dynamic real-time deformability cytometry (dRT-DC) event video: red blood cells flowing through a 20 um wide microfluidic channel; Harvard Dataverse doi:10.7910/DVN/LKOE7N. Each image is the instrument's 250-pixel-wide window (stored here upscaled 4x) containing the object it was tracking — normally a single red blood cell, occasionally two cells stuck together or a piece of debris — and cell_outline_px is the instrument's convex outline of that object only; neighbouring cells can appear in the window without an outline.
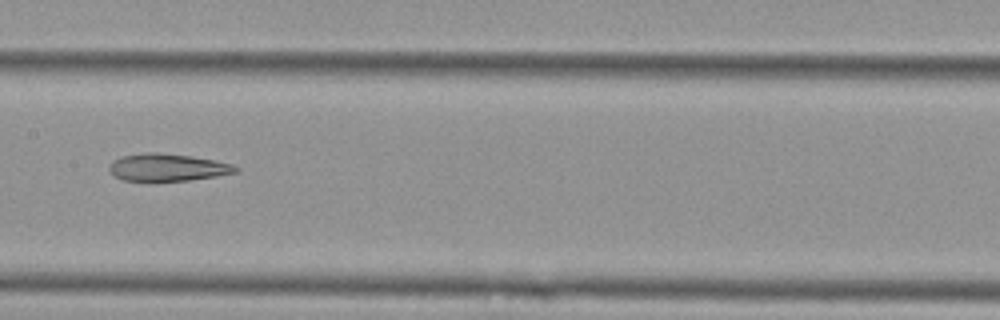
{"species": "Egyptian fruit bat (a non-hibernating species)", "species_latin": "Rousettus aegyptiacus", "temperature_condition": "cold", "stored_images_in_passage": 14, "camera_frame_rate_fps": 3000, "um_per_image_px": 0.085, "animal": {"sex": "female"}, "frame": {"image": 1, "passage_image": 7, "time_ms": 2.0, "image_size_px": [1000, 320], "cell_outline_px": [[240, 172], [216, 176], [188, 180], [156, 184], [148, 184], [124, 180], [116, 176], [108, 168], [108, 164], [112, 160], [120, 156], [148, 152], [156, 152], [188, 156], [212, 160], [232, 164], [240, 168]], "centroid_in_image_um": [14.18, 14.28], "position_along_channel_um": 193.2, "area_um2": 20.92}}
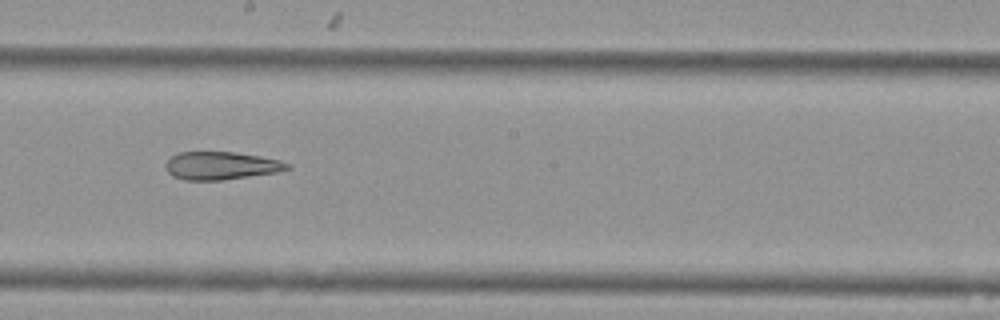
{"frame": {"image": 2, "passage_image": 8, "time_ms": 2.333, "image_size_px": [1000, 320], "cell_outline_px": [[292, 168], [276, 172], [220, 180], [184, 180], [172, 176], [164, 168], [164, 164], [176, 152], [236, 152], [260, 156], [280, 160], [288, 164]], "centroid_in_image_um": [18.74, 14.07], "position_along_channel_um": 229.5, "area_um2": 19.77}}
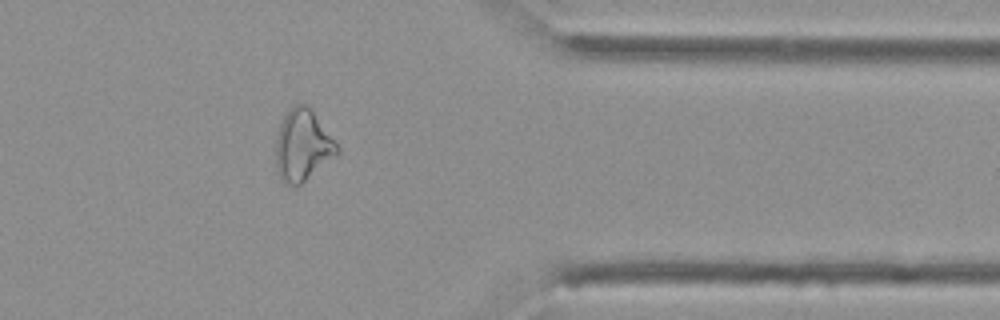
{"frame": {"image": 3, "passage_image": 12, "time_ms": 3.667, "image_size_px": [1000, 320], "cell_outline_px": [[340, 152], [336, 156], [300, 184], [284, 184], [276, 172], [276, 136], [280, 124], [288, 108], [292, 104], [308, 104], [340, 148]], "centroid_in_image_um": [25.71, 12.33], "position_along_channel_um": 385.7, "area_um2": 25.55}}